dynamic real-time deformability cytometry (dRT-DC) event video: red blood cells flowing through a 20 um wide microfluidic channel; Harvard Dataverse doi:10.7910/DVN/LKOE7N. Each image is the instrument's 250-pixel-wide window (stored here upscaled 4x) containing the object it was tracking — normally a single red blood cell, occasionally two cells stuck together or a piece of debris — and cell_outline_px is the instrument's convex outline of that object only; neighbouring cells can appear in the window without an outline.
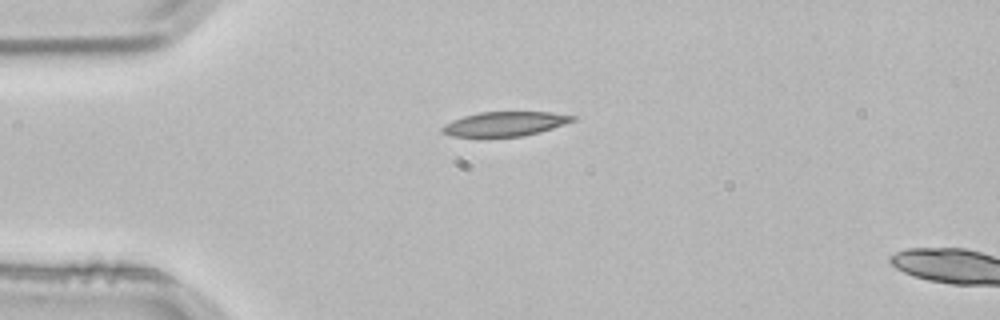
{"species": "common noctule bat (a hibernating species)", "species_latin": "Nyctalus noctula", "temperature_condition": "room temperature", "stored_images_in_passage": 3, "segment_of_instrument_passage": [1, 2], "camera_frame_rate_fps": 3000, "um_per_image_px": 0.085, "animal": {"sex": "male", "body_mass_g": 21.5, "forearm_length_mm": 52.0}, "frame": {"image": 1, "passage_image": 2, "time_ms": 0.333, "image_size_px": [1000, 320], "cell_outline_px": [[576, 120], [540, 132], [524, 136], [452, 136], [444, 132], [440, 128], [444, 124], [452, 120], [464, 116], [480, 112], [552, 112], [576, 116]], "centroid_in_image_um": [42.94, 10.52], "position_along_channel_um": 42.1, "area_um2": 18.38}}